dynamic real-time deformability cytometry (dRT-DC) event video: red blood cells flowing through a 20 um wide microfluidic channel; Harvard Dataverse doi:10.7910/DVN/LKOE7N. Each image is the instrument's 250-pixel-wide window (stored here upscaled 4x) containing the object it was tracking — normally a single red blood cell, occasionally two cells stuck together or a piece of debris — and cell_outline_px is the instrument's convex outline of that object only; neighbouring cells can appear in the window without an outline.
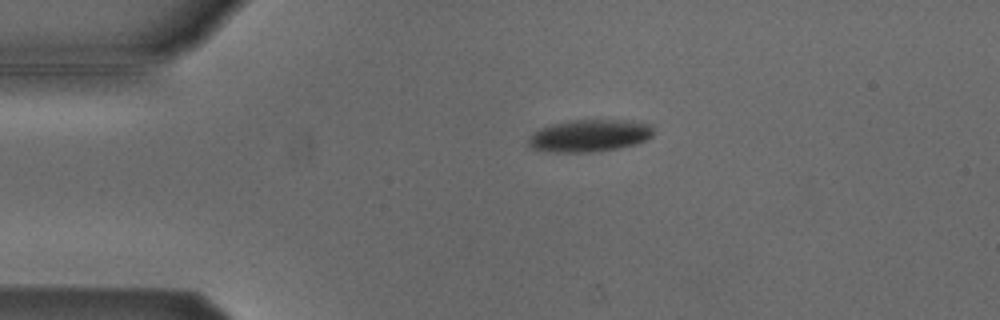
{"species": "Egyptian fruit bat (a non-hibernating species)", "species_latin": "Rousettus aegyptiacus", "temperature_condition": "cold", "stored_images_in_passage": 44, "camera_frame_rate_fps": 3000, "um_per_image_px": 0.085, "animal": {"sex": "male"}, "frame": {"image": 1, "passage_image": 2, "time_ms": 0.333, "image_size_px": [1000, 320], "cell_outline_px": [[652, 136], [644, 140], [632, 144], [616, 148], [592, 152], [556, 152], [532, 148], [528, 144], [528, 136], [540, 128], [552, 124], [568, 120], [632, 120], [652, 124]], "centroid_in_image_um": [50.08, 11.51], "position_along_channel_um": 34.9, "area_um2": 23.35}}
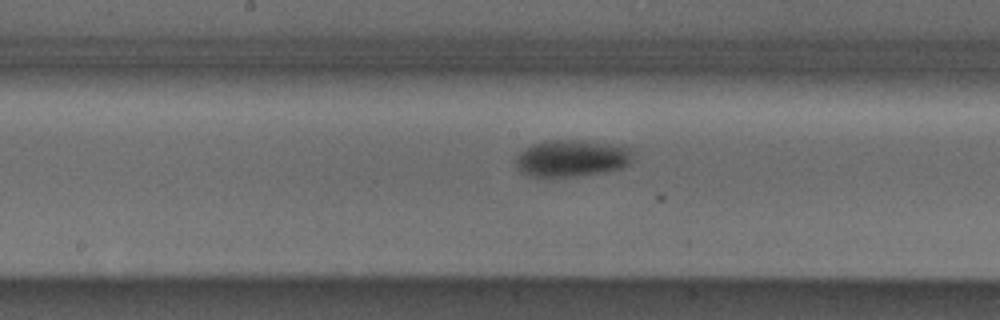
{"frame": {"image": 2, "passage_image": 18, "time_ms": 5.667, "image_size_px": [1000, 320], "cell_outline_px": [[632, 160], [628, 164], [620, 168], [600, 172], [576, 176], [528, 176], [520, 172], [516, 164], [516, 156], [524, 148], [532, 144], [544, 140], [584, 140], [632, 148]], "centroid_in_image_um": [48.56, 13.44], "position_along_channel_um": 199.6, "area_um2": 25.03}}
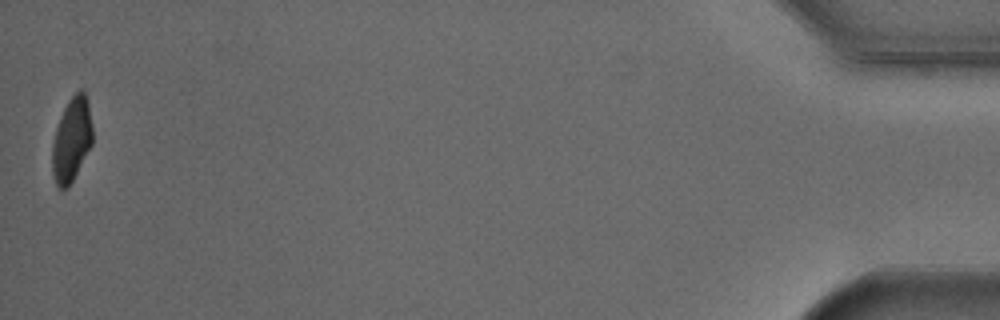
{"frame": {"image": 3, "passage_image": 44, "time_ms": 14.333, "image_size_px": [1000, 320], "cell_outline_px": [[92, 144], [68, 188], [60, 188], [56, 184], [52, 172], [52, 144], [56, 128], [60, 116], [68, 100], [80, 88], [84, 92], [88, 104], [92, 128]], "centroid_in_image_um": [6.08, 11.87], "position_along_channel_um": 429.1, "area_um2": 19.54}, "authors_computed_cell_mechanics": {"area_um2": 24.2182, "velocity_mm_per_s": 3.7954, "shape_relaxation_time_tau1_ms": 2.7728, "shape_relaxation_time_tau2_ms": null, "deformation_change_tau1": 0.0956, "deformation_change_tau2": null}}